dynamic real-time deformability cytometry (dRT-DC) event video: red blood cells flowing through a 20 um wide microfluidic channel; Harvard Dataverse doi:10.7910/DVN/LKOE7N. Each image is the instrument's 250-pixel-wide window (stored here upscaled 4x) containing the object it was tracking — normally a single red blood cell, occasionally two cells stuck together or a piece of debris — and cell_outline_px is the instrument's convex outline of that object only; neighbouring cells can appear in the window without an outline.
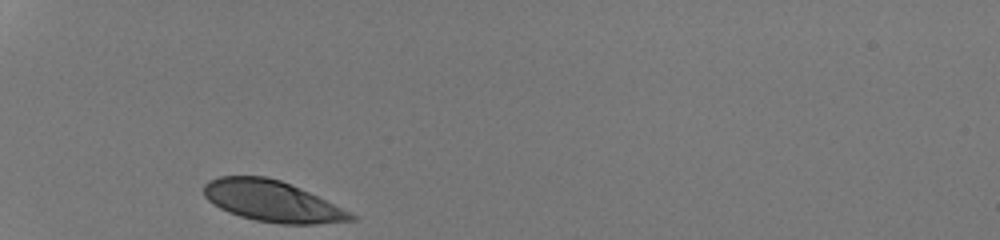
{"species": "human", "species_latin": "Homo sapiens", "temperature_condition": "room temperature", "stored_images_in_passage": 27, "camera_frame_rate_fps": 3000, "um_per_image_px": 0.085, "donor": {"sex": "male"}, "frame": {"image": 1, "passage_image": 1, "time_ms": 0.0, "image_size_px": [1000, 240], "cell_outline_px": [[360, 216], [356, 220], [316, 224], [280, 224], [256, 220], [240, 216], [228, 212], [220, 208], [208, 200], [204, 196], [204, 184], [208, 180], [220, 176], [264, 176], [280, 180], [308, 192], [352, 212]], "centroid_in_image_um": [23.15, 17.11], "position_along_channel_um": 61.9, "area_um2": 35.08}}
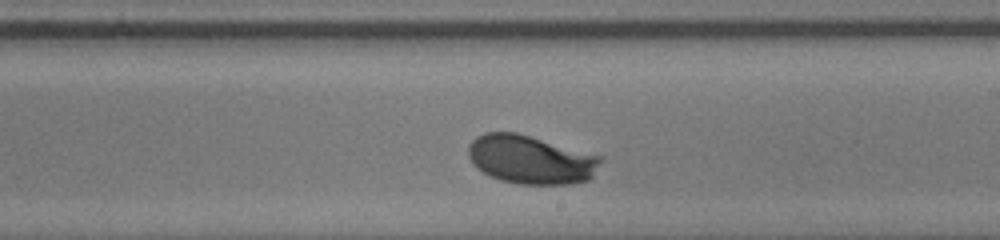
{"frame": {"image": 2, "passage_image": 16, "time_ms": 5.0, "image_size_px": [1000, 240], "cell_outline_px": [[600, 160], [592, 176], [588, 180], [572, 184], [520, 184], [500, 180], [484, 172], [468, 156], [468, 144], [476, 136], [484, 132], [516, 132], [600, 156]], "centroid_in_image_um": [45.08, 13.56], "position_along_channel_um": 243.9, "area_um2": 36.88}}
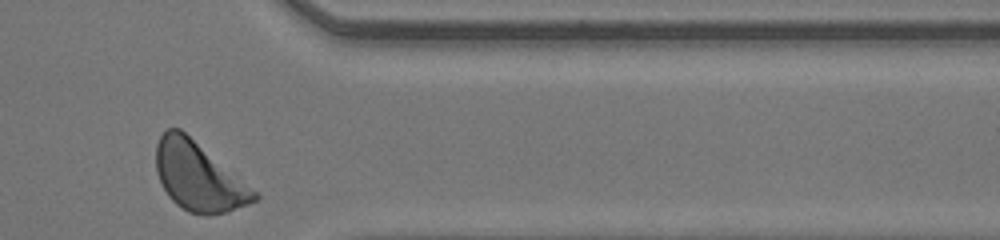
{"frame": {"image": 3, "passage_image": 27, "time_ms": 8.667, "image_size_px": [1000, 240], "cell_outline_px": [[260, 196], [256, 200], [248, 204], [228, 212], [208, 216], [204, 216], [188, 212], [176, 204], [168, 196], [156, 172], [156, 144], [160, 136], [168, 128], [180, 128], [256, 192]], "centroid_in_image_um": [16.84, 15.04], "position_along_channel_um": 394.6, "area_um2": 38.67}, "authors_computed_cell_mechanics": {"area_um2": 36.5296, "velocity_mm_per_s": 4.1898, "shape_relaxation_time_tau1_ms": 1.6143, "shape_relaxation_time_tau2_ms": null, "deformation_change_tau1": 0.1211, "deformation_change_tau2": null}}